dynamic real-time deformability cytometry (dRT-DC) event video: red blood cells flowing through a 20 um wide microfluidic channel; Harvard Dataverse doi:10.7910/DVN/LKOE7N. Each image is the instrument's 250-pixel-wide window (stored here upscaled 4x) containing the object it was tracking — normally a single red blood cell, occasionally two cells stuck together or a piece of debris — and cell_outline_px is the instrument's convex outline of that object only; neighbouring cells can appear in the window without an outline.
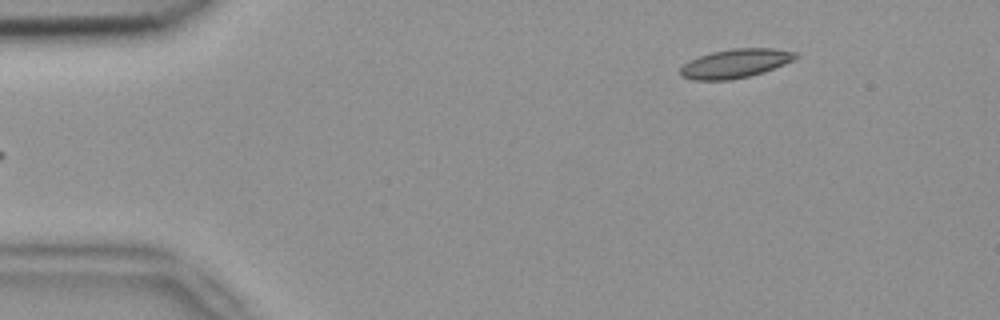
{"species": "common noctule bat (a hibernating species)", "species_latin": "Nyctalus noctula", "temperature_condition": "room temperature", "stored_images_in_passage": 6, "camera_frame_rate_fps": 3000, "um_per_image_px": 0.085, "animal": {"sex": "female", "body_mass_g": 18.4}, "frame": {"image": 1, "passage_image": 6, "time_ms": 1.667, "image_size_px": [1000, 320], "cell_outline_px": [[800, 56], [784, 64], [764, 72], [748, 76], [728, 80], [692, 80], [680, 76], [680, 68], [688, 60], [712, 52], [732, 48], [776, 48], [796, 52]], "centroid_in_image_um": [62.5, 5.39], "position_along_channel_um": 22.5, "area_um2": 19.48}}